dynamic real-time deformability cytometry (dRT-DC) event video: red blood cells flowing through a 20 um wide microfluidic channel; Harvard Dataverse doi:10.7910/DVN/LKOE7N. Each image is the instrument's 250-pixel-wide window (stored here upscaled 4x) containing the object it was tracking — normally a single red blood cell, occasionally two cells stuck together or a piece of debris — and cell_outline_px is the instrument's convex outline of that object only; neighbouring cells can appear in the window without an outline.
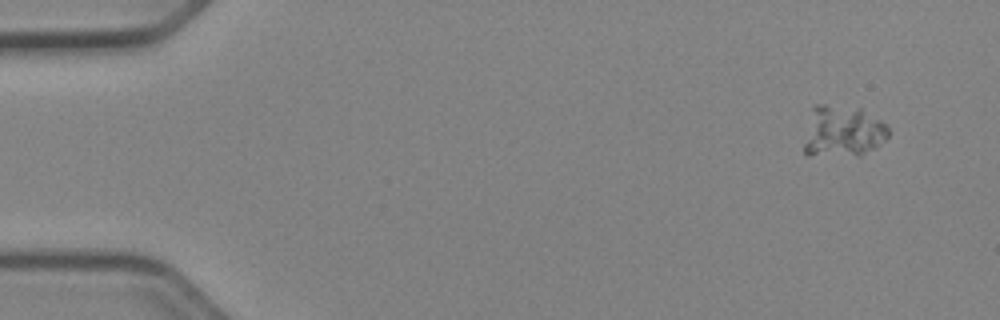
{"species": "Egyptian fruit bat (a non-hibernating species)", "species_latin": "Rousettus aegyptiacus", "temperature_condition": "cold", "stored_images_in_passage": 49, "camera_frame_rate_fps": 3000, "um_per_image_px": 0.085, "animal": {"sex": "female"}, "frame": {"image": 1, "passage_image": 1, "time_ms": 0.0, "image_size_px": [1000, 320], "cell_outline_px": [[888, 136], [880, 144], [860, 156], [808, 156], [804, 152], [804, 144], [812, 108], [816, 104], [824, 104], [860, 108], [880, 120], [888, 128]], "centroid_in_image_um": [71.61, 11.19], "position_along_channel_um": 13.4, "area_um2": 25.26}}
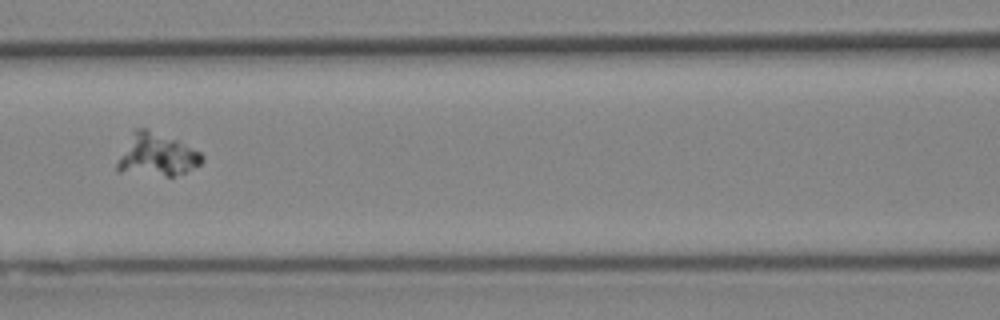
{"frame": {"image": 2, "passage_image": 21, "time_ms": 6.667, "image_size_px": [1000, 320], "cell_outline_px": [[204, 160], [200, 164], [184, 172], [172, 176], [168, 176], [116, 172], [116, 164], [132, 132], [136, 128], [148, 128], [176, 140], [200, 152], [204, 156]], "centroid_in_image_um": [13.3, 13.17], "position_along_channel_um": 153.3, "area_um2": 20.81}}
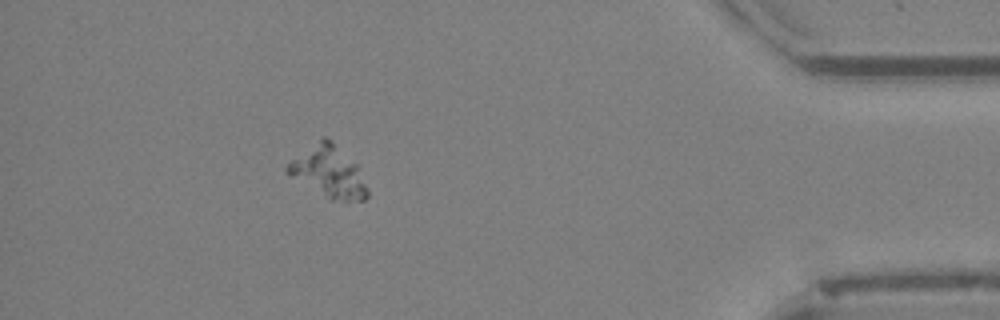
{"frame": {"image": 3, "passage_image": 44, "time_ms": 14.333, "image_size_px": [1000, 320], "cell_outline_px": [[368, 196], [364, 200], [332, 200], [284, 172], [284, 168], [292, 160], [320, 136], [324, 136], [332, 140], [356, 164], [368, 188]], "centroid_in_image_um": [27.93, 14.57], "position_along_channel_um": 407.3, "area_um2": 23.52}}